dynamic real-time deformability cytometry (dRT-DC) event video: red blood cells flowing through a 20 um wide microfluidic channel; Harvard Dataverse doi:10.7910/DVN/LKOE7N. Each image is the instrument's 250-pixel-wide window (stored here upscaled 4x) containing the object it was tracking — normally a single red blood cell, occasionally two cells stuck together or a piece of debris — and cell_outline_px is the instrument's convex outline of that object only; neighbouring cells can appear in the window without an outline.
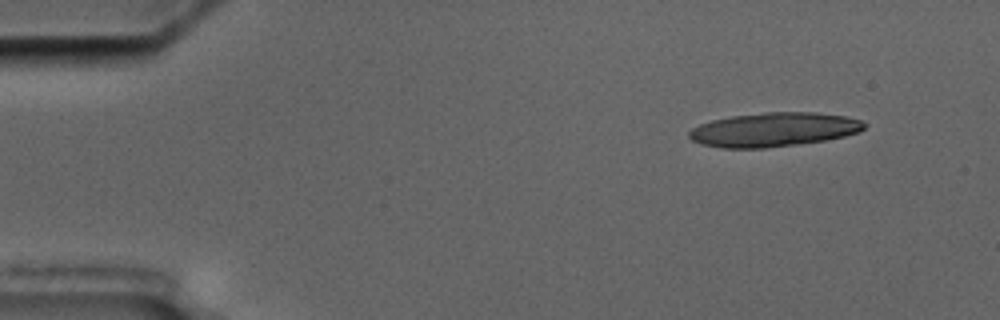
{"species": "common noctule bat (a hibernating species)", "species_latin": "Nyctalus noctula", "temperature_condition": "cold", "stored_images_in_passage": 6, "camera_frame_rate_fps": 3000, "um_per_image_px": 0.085, "animal": {"sex": "male", "body_mass_g": 17.5, "forearm_length_mm": 52.3}, "frame": {"image": 1, "passage_image": 6, "time_ms": 7.0, "image_size_px": [1000, 320], "cell_outline_px": [[864, 128], [860, 132], [844, 136], [824, 140], [796, 144], [764, 148], [724, 148], [700, 144], [692, 140], [688, 136], [688, 132], [692, 128], [700, 124], [712, 120], [732, 116], [764, 112], [816, 112], [844, 116], [860, 120], [864, 124]], "centroid_in_image_um": [65.73, 11.01], "position_along_channel_um": 19.3, "area_um2": 34.62}}